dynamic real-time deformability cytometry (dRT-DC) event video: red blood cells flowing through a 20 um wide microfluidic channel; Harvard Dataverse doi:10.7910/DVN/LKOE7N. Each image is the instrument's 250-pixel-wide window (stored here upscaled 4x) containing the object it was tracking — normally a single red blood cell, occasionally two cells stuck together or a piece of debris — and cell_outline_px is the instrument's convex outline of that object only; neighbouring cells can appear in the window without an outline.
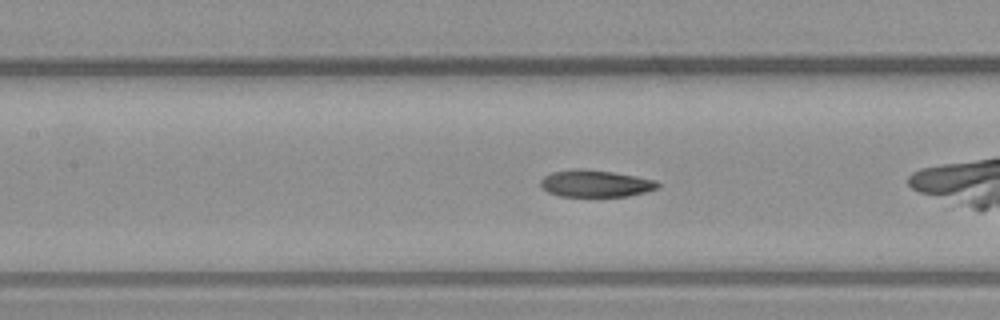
{"species": "common noctule bat (a hibernating species)", "species_latin": "Nyctalus noctula", "temperature_condition": "warm", "stored_images_in_passage": 7, "camera_frame_rate_fps": 3000, "um_per_image_px": 0.085, "animal": {"sex": "male", "body_mass_g": 23.1, "forearm_length_mm": 52.7}, "frame": {"image": 1, "passage_image": 5, "time_ms": 1.333, "image_size_px": [1000, 320], "cell_outline_px": [[652, 184], [648, 188], [632, 192], [608, 196], [584, 196], [560, 192], [572, 172], [600, 172], [624, 176]], "centroid_in_image_um": [51.12, 15.68], "position_along_channel_um": 156.3, "area_um2": 11.44}}